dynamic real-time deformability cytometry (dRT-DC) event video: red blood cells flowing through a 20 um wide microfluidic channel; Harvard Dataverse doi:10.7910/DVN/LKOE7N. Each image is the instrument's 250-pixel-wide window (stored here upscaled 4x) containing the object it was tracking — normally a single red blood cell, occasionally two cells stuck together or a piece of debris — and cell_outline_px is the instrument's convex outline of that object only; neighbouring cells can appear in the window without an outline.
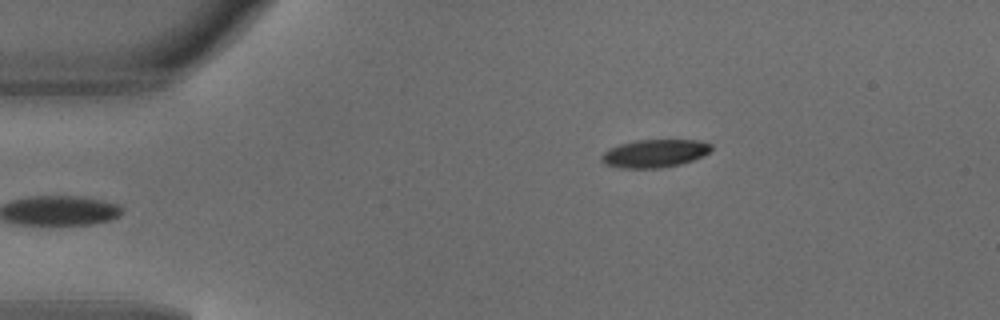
{"species": "common noctule bat (a hibernating species)", "species_latin": "Nyctalus noctula", "temperature_condition": "warm", "stored_images_in_passage": 4, "segment_of_instrument_passage": [2, 2], "camera_frame_rate_fps": 3000, "um_per_image_px": 0.085, "animal": {"sex": "male", "body_mass_g": 18.8}, "frame": {"image": 1, "passage_image": 4, "time_ms": 1.0, "image_size_px": [1000, 320], "cell_outline_px": [[712, 148], [704, 156], [680, 164], [660, 168], [620, 168], [604, 164], [600, 160], [600, 156], [608, 148], [620, 144], [636, 140], [696, 140], [712, 144]], "centroid_in_image_um": [55.61, 13.04], "position_along_channel_um": 29.4, "area_um2": 17.98}}